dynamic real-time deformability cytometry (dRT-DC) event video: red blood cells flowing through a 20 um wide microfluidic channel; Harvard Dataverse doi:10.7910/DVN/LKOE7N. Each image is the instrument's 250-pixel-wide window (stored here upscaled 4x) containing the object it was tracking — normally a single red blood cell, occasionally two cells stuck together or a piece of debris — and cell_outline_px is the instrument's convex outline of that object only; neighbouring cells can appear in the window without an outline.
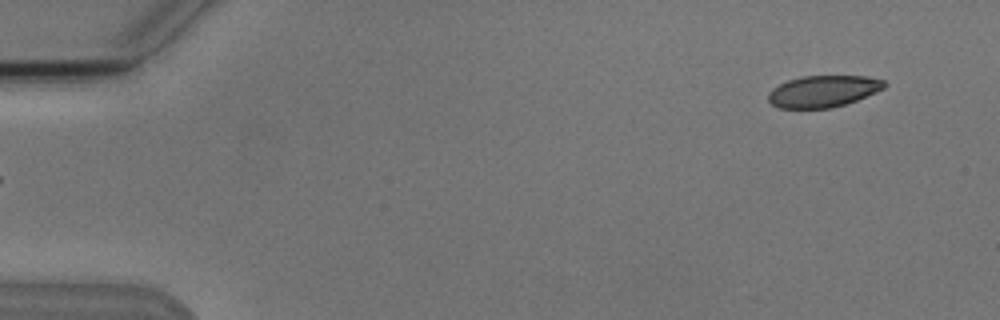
{"species": "Egyptian fruit bat (a non-hibernating species)", "species_latin": "Rousettus aegyptiacus", "temperature_condition": "cold", "stored_images_in_passage": 5, "camera_frame_rate_fps": 3000, "um_per_image_px": 0.085, "animal": {"sex": "male"}, "frame": {"image": 1, "passage_image": 5, "time_ms": 5.333, "image_size_px": [1000, 320], "cell_outline_px": [[888, 84], [884, 88], [876, 92], [856, 100], [832, 108], [780, 108], [772, 104], [768, 100], [768, 92], [772, 88], [788, 80], [800, 76], [868, 76], [884, 80]], "centroid_in_image_um": [69.97, 7.75], "position_along_channel_um": 15.0, "area_um2": 21.44}}